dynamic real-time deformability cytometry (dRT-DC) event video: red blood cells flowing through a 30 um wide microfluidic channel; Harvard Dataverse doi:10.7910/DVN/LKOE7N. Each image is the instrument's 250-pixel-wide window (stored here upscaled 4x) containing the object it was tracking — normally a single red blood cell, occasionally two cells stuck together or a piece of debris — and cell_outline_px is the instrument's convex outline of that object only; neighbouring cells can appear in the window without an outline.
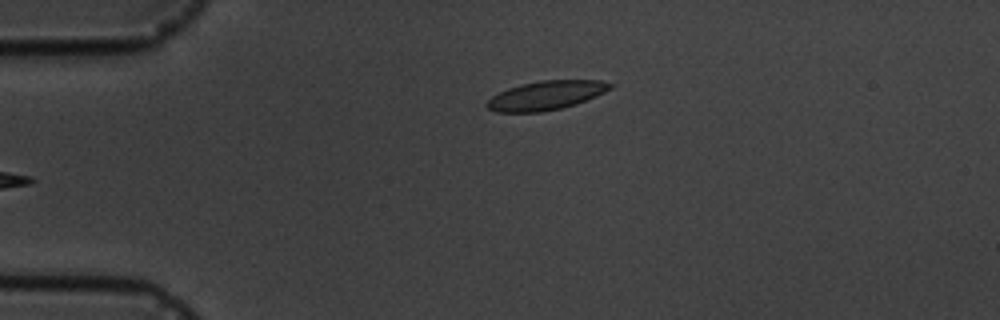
{"species": "common noctule bat (a hibernating species)", "species_latin": "Nyctalus noctula", "temperature_condition": "cold", "stored_images_in_passage": 2, "camera_frame_rate_fps": 3000, "um_per_image_px": 0.085, "animal": {"sex": "male", "body_mass_g": 19.5, "forearm_length_mm": 54.6}, "frame": {"image": 1, "passage_image": 2, "time_ms": 1.0, "image_size_px": [1000, 320], "cell_outline_px": [[616, 84], [612, 88], [596, 96], [576, 104], [560, 108], [540, 112], [496, 112], [488, 108], [484, 104], [492, 96], [508, 88], [520, 84], [540, 80], [600, 80]], "centroid_in_image_um": [46.42, 8.1], "position_along_channel_um": 38.6, "area_um2": 20.87}}